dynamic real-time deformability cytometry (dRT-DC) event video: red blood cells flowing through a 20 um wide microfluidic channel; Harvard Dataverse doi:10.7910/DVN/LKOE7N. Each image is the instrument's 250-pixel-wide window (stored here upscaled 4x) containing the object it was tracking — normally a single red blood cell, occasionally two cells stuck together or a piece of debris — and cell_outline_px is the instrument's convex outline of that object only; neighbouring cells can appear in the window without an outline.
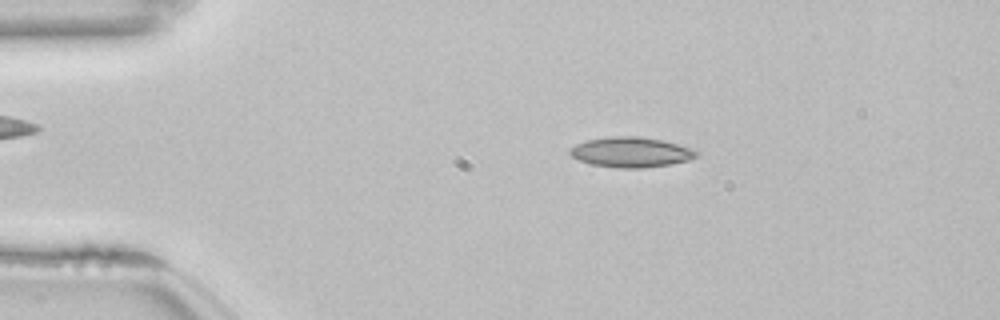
{"species": "common noctule bat (a hibernating species)", "species_latin": "Nyctalus noctula", "temperature_condition": "room temperature", "stored_images_in_passage": 53, "camera_frame_rate_fps": 3000, "um_per_image_px": 0.085, "animal": {"sex": "female", "body_mass_g": 22.7, "forearm_length_mm": 54.2}, "frame": {"image": 1, "passage_image": 10, "time_ms": 3.0, "image_size_px": [1000, 320], "cell_outline_px": [[700, 152], [696, 156], [688, 160], [672, 164], [640, 168], [620, 168], [592, 164], [580, 160], [572, 156], [568, 152], [576, 144], [588, 140], [612, 136], [636, 136], [664, 140], [692, 148]], "centroid_in_image_um": [53.67, 12.93], "position_along_channel_um": 31.3, "area_um2": 22.08}}
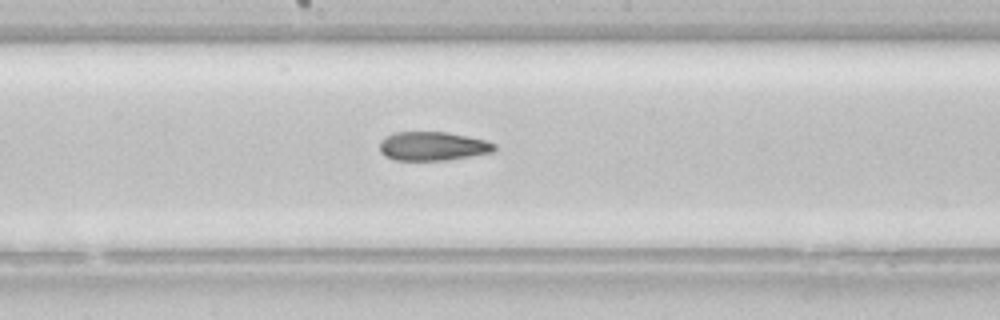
{"frame": {"image": 2, "passage_image": 28, "time_ms": 9.0, "image_size_px": [1000, 320], "cell_outline_px": [[496, 148], [492, 152], [448, 160], [396, 160], [384, 156], [380, 152], [380, 140], [384, 136], [392, 132], [448, 132], [484, 140], [496, 144]], "centroid_in_image_um": [36.73, 12.42], "position_along_channel_um": 211.5, "area_um2": 19.36}}
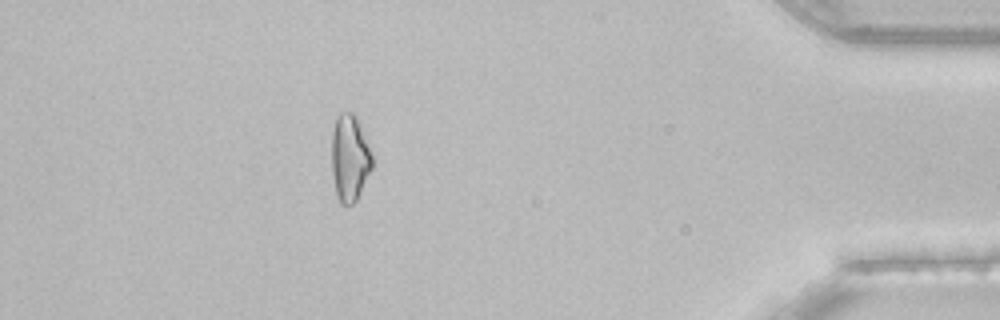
{"frame": {"image": 3, "passage_image": 47, "time_ms": 15.333, "image_size_px": [1000, 320], "cell_outline_px": [[372, 168], [356, 200], [352, 204], [340, 204], [336, 196], [332, 176], [332, 132], [336, 116], [340, 112], [352, 112], [356, 116], [360, 124], [372, 156]], "centroid_in_image_um": [29.7, 13.42], "position_along_channel_um": 405.5, "area_um2": 20.46}, "authors_computed_cell_mechanics": {"area_um2": 20.5768, "velocity_mm_per_s": 3.8591, "shape_relaxation_time_tau1_ms": null, "shape_relaxation_time_tau2_ms": 5.9022, "deformation_change_tau1": null, "deformation_change_tau2": 0.1509}}